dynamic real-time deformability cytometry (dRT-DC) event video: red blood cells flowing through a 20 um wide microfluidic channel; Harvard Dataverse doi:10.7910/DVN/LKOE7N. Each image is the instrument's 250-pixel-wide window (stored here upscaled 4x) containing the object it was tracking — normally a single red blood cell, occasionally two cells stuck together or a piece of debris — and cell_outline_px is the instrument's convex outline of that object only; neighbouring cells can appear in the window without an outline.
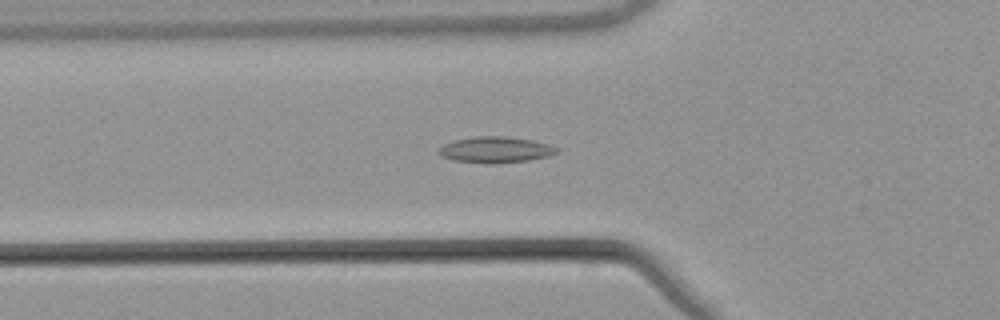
{"species": "common noctule bat (a hibernating species)", "species_latin": "Nyctalus noctula", "temperature_condition": "warm", "stored_images_in_passage": 53, "camera_frame_rate_fps": 3000, "um_per_image_px": 0.085, "animal": {"sex": "male", "body_mass_g": 21.5, "forearm_length_mm": 52.0}, "frame": {"image": 1, "passage_image": 19, "time_ms": 6.0, "image_size_px": [1000, 320], "cell_outline_px": [[560, 148], [556, 152], [548, 156], [528, 160], [488, 164], [452, 160], [440, 156], [436, 152], [444, 144], [456, 140], [476, 136], [504, 136], [532, 140], [548, 144]], "centroid_in_image_um": [42.09, 12.73], "position_along_channel_um": 83.7, "area_um2": 17.86}}
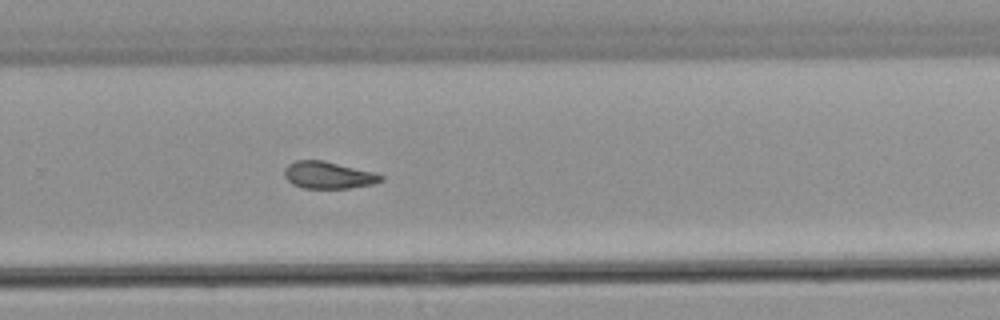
{"frame": {"image": 2, "passage_image": 36, "time_ms": 11.667, "image_size_px": [1000, 320], "cell_outline_px": [[384, 180], [372, 184], [348, 188], [304, 188], [292, 184], [284, 176], [284, 168], [288, 164], [296, 160], [324, 160], [372, 172], [384, 176]], "centroid_in_image_um": [27.88, 14.88], "position_along_channel_um": 301.9, "area_um2": 15.14}}
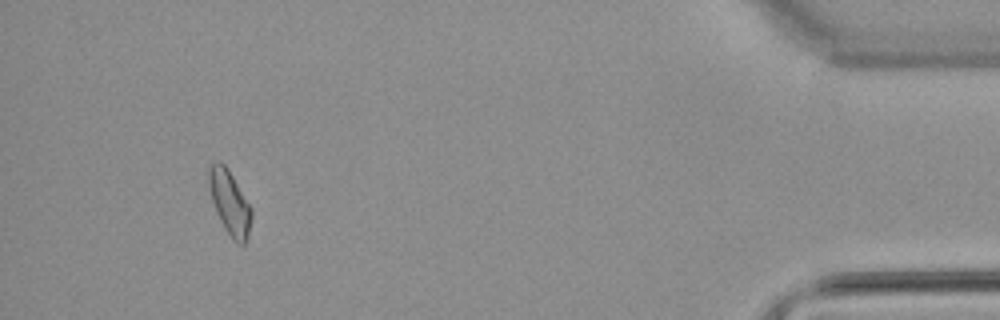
{"frame": {"image": 3, "passage_image": 50, "time_ms": 16.333, "image_size_px": [1000, 320], "cell_outline_px": [[252, 216], [248, 232], [244, 244], [236, 244], [232, 240], [224, 228], [216, 212], [212, 200], [208, 184], [208, 168], [216, 160], [220, 160], [228, 168], [252, 208]], "centroid_in_image_um": [19.51, 17.19], "position_along_channel_um": 415.7, "area_um2": 16.01}, "authors_computed_cell_mechanics": {"area_um2": 15.9528, "velocity_mm_per_s": 3.8511, "shape_relaxation_time_tau1_ms": null, "shape_relaxation_time_tau2_ms": 6.2875, "deformation_change_tau1": null, "deformation_change_tau2": 0.1259}}